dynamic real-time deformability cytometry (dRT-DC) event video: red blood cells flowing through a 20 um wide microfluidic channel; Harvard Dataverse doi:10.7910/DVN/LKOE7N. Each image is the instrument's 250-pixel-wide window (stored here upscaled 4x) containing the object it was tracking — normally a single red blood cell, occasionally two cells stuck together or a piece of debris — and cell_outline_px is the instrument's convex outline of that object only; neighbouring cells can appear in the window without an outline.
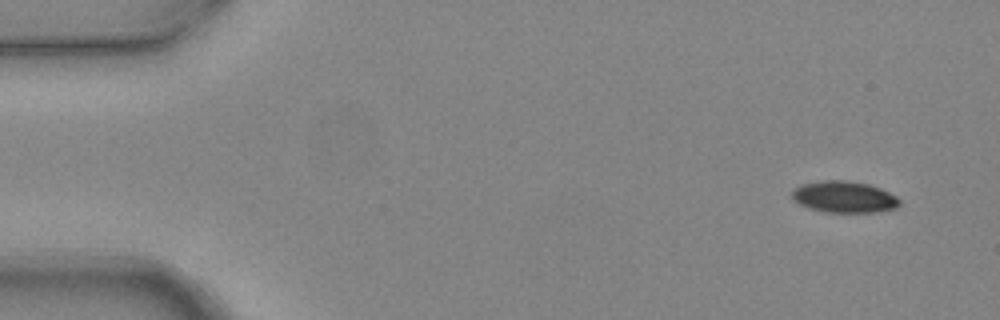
{"species": "common noctule bat (a hibernating species)", "species_latin": "Nyctalus noctula", "temperature_condition": "warm", "stored_images_in_passage": 5, "camera_frame_rate_fps": 3000, "um_per_image_px": 0.085, "animal": {"sex": "female", "body_mass_g": 24.6, "forearm_length_mm": 56.2}, "frame": {"image": 1, "passage_image": 1, "time_ms": 0.0, "image_size_px": [1000, 320], "cell_outline_px": [[900, 204], [896, 208], [876, 212], [824, 212], [808, 208], [792, 200], [792, 192], [800, 184], [824, 180], [844, 180], [868, 184], [880, 188], [896, 196], [900, 200]], "centroid_in_image_um": [71.74, 16.74], "position_along_channel_um": 13.3, "area_um2": 19.77}}
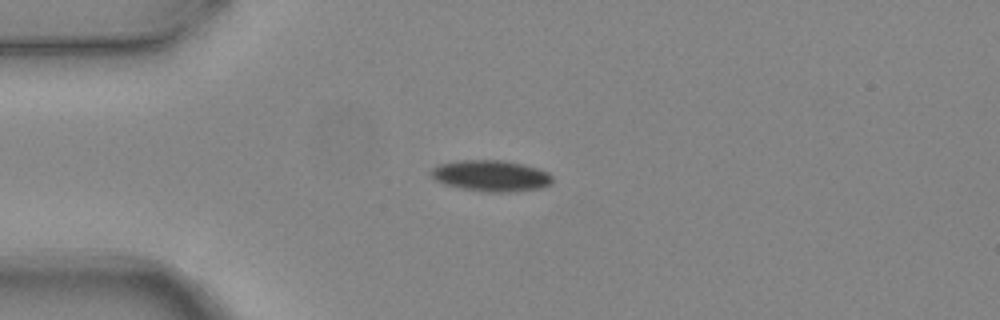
{"frame": {"image": 2, "passage_image": 4, "time_ms": 1.0, "image_size_px": [1000, 320], "cell_outline_px": [[552, 184], [544, 188], [516, 192], [484, 192], [460, 188], [444, 184], [436, 180], [428, 172], [436, 164], [460, 160], [504, 160], [524, 164], [548, 172], [552, 176]], "centroid_in_image_um": [41.74, 14.95], "position_along_channel_um": 43.3, "area_um2": 22.48}}